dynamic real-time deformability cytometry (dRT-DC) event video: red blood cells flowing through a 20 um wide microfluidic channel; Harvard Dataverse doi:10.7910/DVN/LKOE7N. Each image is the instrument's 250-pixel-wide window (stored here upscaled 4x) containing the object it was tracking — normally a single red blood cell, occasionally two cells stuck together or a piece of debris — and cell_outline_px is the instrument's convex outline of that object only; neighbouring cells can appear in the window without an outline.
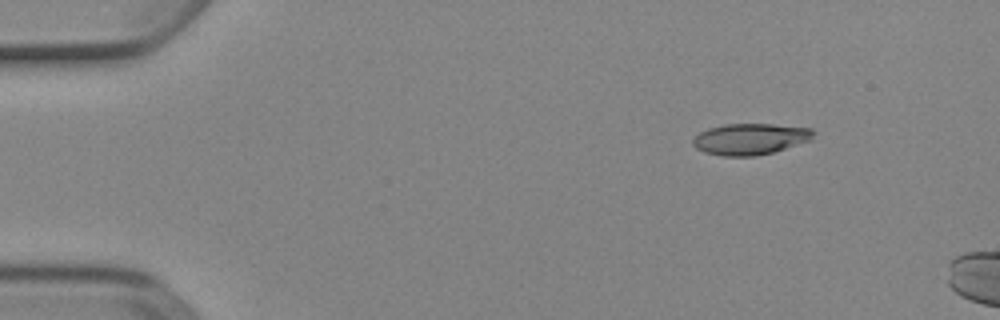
{"species": "Egyptian fruit bat (a non-hibernating species)", "species_latin": "Rousettus aegyptiacus", "temperature_condition": "cold", "stored_images_in_passage": 5, "camera_frame_rate_fps": 3000, "um_per_image_px": 0.085, "animal": {"sex": "female"}, "frame": {"image": 1, "passage_image": 2, "time_ms": 0.333, "image_size_px": [1000, 320], "cell_outline_px": [[816, 132], [808, 140], [772, 152], [756, 156], [724, 156], [704, 152], [696, 148], [692, 144], [692, 140], [700, 132], [708, 128], [724, 124], [772, 124], [812, 128]], "centroid_in_image_um": [63.72, 11.81], "position_along_channel_um": 21.3, "area_um2": 21.73}}